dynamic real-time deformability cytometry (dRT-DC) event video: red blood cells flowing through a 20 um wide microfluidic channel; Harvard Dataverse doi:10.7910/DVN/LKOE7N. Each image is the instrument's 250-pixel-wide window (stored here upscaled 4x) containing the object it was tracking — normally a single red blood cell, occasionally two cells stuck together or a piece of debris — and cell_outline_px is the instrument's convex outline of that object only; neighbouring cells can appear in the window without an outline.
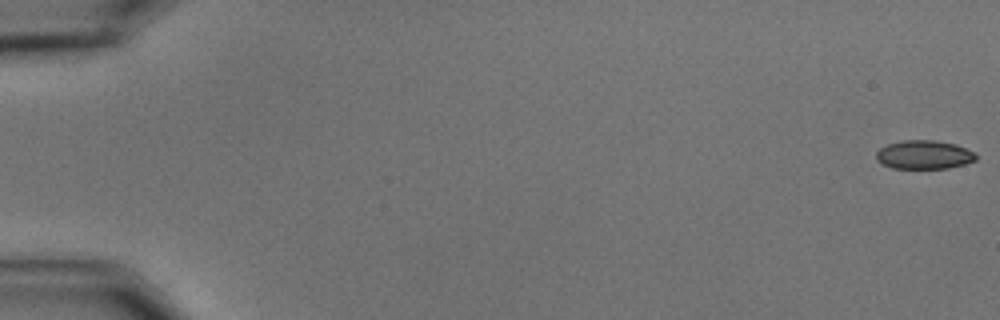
{"species": "common noctule bat (a hibernating species)", "species_latin": "Nyctalus noctula", "temperature_condition": "cold", "stored_images_in_passage": 59, "camera_frame_rate_fps": 3000, "um_per_image_px": 0.085, "animal": {"sex": "male", "body_mass_g": 15.6}, "frame": {"image": 1, "passage_image": 1, "time_ms": 0.0, "image_size_px": [1000, 320], "cell_outline_px": [[976, 160], [964, 164], [948, 168], [892, 168], [880, 164], [876, 160], [876, 152], [880, 148], [888, 144], [904, 140], [936, 140], [956, 144], [976, 152]], "centroid_in_image_um": [78.54, 13.15], "position_along_channel_um": 6.5, "area_um2": 16.82}}
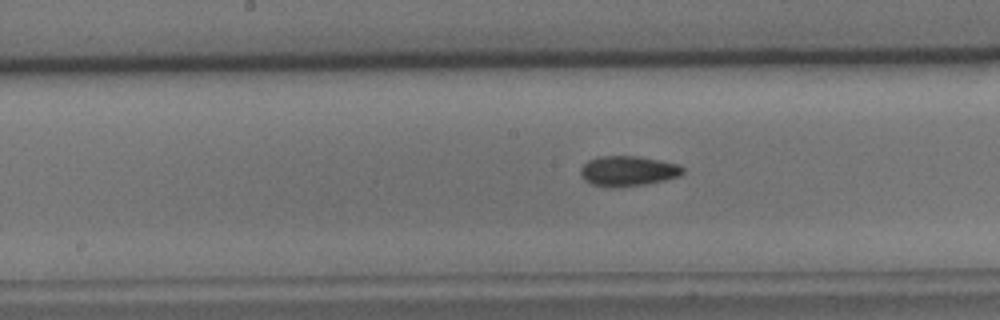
{"frame": {"image": 2, "passage_image": 31, "time_ms": 10.0, "image_size_px": [1000, 320], "cell_outline_px": [[684, 172], [680, 176], [664, 180], [644, 184], [612, 188], [592, 184], [584, 180], [580, 176], [580, 168], [588, 160], [600, 156], [636, 156], [660, 160], [680, 164], [684, 168]], "centroid_in_image_um": [53.37, 14.53], "position_along_channel_um": 194.8, "area_um2": 18.09}}
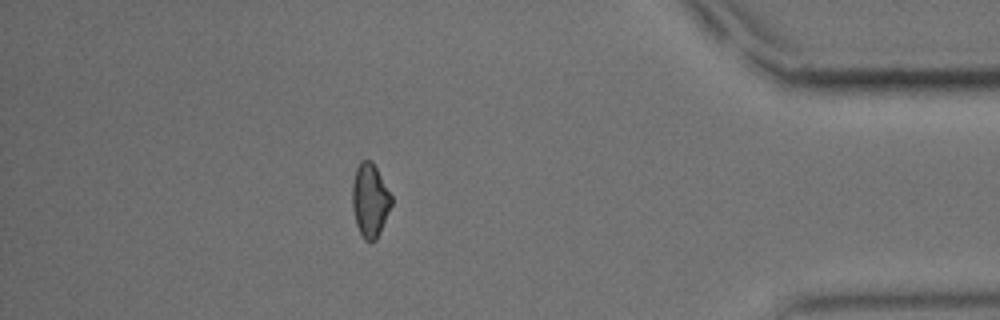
{"frame": {"image": 3, "passage_image": 52, "time_ms": 17.0, "image_size_px": [1000, 320], "cell_outline_px": [[392, 204], [380, 232], [376, 240], [368, 244], [364, 240], [356, 224], [352, 208], [352, 184], [356, 168], [360, 160], [372, 160], [392, 196]], "centroid_in_image_um": [31.44, 17.03], "position_along_channel_um": 403.8, "area_um2": 16.94}, "authors_computed_cell_mechanics": {"area_um2": 17.1666, "velocity_mm_per_s": 3.5015, "shape_relaxation_time_tau1_ms": 4.1494, "shape_relaxation_time_tau2_ms": 3.7234, "deformation_change_tau1": 0.1074, "deformation_change_tau2": 0.0896}}